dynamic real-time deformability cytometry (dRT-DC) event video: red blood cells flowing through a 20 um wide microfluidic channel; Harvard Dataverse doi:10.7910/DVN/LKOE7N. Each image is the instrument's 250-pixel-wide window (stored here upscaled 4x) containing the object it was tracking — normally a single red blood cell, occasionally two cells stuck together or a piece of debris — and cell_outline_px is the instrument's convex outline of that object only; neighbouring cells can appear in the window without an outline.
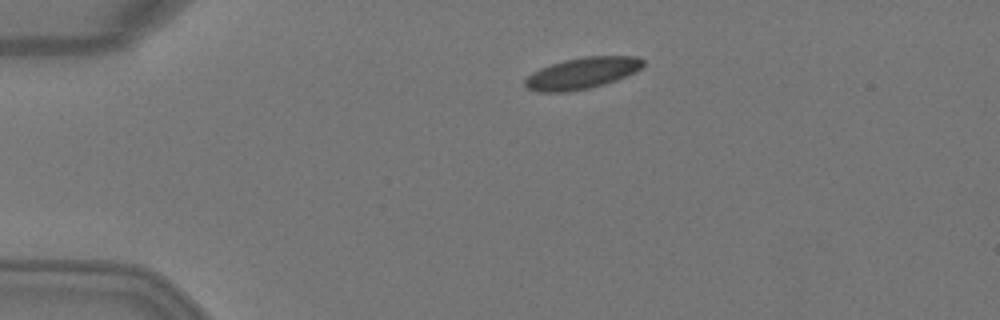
{"species": "Egyptian fruit bat (a non-hibernating species)", "species_latin": "Rousettus aegyptiacus", "temperature_condition": "warm", "stored_images_in_passage": 1, "camera_frame_rate_fps": 3000, "um_per_image_px": 0.085, "animal": {"sex": "female"}, "frame": {"image": 1, "passage_image": 1, "time_ms": 0.0, "image_size_px": [1000, 320], "cell_outline_px": [[644, 64], [636, 72], [616, 80], [592, 88], [568, 92], [536, 92], [524, 88], [524, 80], [532, 72], [540, 68], [564, 60], [584, 56], [636, 56], [644, 60]], "centroid_in_image_um": [49.45, 6.23], "position_along_channel_um": 35.6, "area_um2": 21.85}}